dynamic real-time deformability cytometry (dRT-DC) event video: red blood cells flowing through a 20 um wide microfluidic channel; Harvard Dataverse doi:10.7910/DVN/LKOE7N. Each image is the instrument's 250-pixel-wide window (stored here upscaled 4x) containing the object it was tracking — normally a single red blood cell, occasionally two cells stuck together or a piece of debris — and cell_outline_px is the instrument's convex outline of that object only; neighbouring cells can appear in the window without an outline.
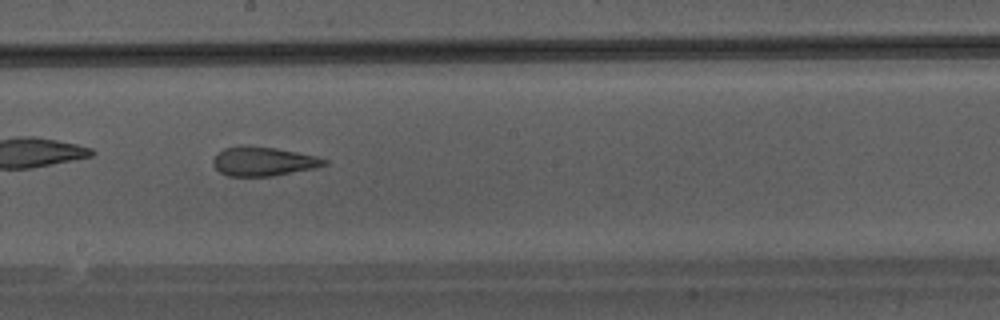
{"species": "Egyptian fruit bat (a non-hibernating species)", "species_latin": "Rousettus aegyptiacus", "temperature_condition": "warm", "stored_images_in_passage": 8, "segment_of_instrument_passage": [1, 2], "camera_frame_rate_fps": 3000, "um_per_image_px": 0.085, "animal": {"sex": "male"}, "frame": {"image": 1, "passage_image": 6, "time_ms": 1.667, "image_size_px": [1000, 320], "cell_outline_px": [[328, 164], [316, 168], [272, 176], [228, 176], [220, 172], [212, 164], [212, 160], [216, 152], [224, 148], [240, 144], [276, 148], [316, 156], [328, 160]], "centroid_in_image_um": [22.34, 13.7], "position_along_channel_um": 225.9, "area_um2": 19.13}}